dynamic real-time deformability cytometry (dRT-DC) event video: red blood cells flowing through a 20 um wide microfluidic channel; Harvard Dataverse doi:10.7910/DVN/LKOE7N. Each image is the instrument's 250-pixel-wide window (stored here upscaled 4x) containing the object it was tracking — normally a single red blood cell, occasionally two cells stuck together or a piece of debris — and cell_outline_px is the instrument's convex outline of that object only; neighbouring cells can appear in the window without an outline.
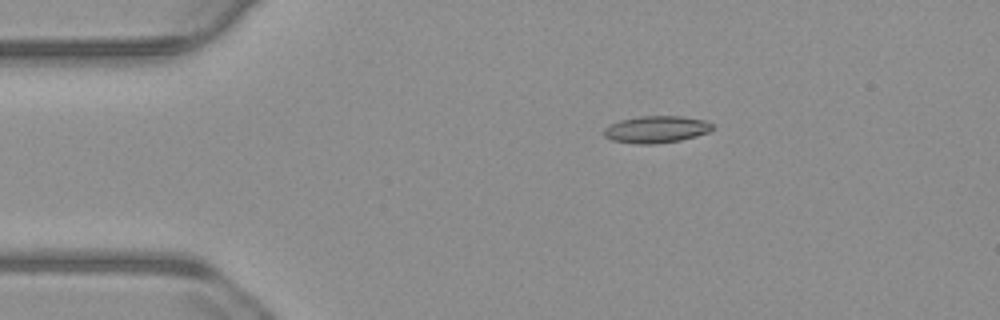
{"species": "common noctule bat (a hibernating species)", "species_latin": "Nyctalus noctula", "temperature_condition": "warm", "stored_images_in_passage": 55, "camera_frame_rate_fps": 3000, "um_per_image_px": 0.085, "animal": {"sex": "male", "body_mass_g": 23.1, "forearm_length_mm": 52.7}, "frame": {"image": 1, "passage_image": 10, "time_ms": 3.0, "image_size_px": [1000, 320], "cell_outline_px": [[716, 128], [708, 132], [696, 136], [680, 140], [652, 144], [636, 144], [612, 140], [604, 136], [604, 128], [608, 124], [620, 120], [640, 116], [680, 116], [704, 120], [716, 124]], "centroid_in_image_um": [55.8, 10.99], "position_along_channel_um": 29.2, "area_um2": 17.22}}
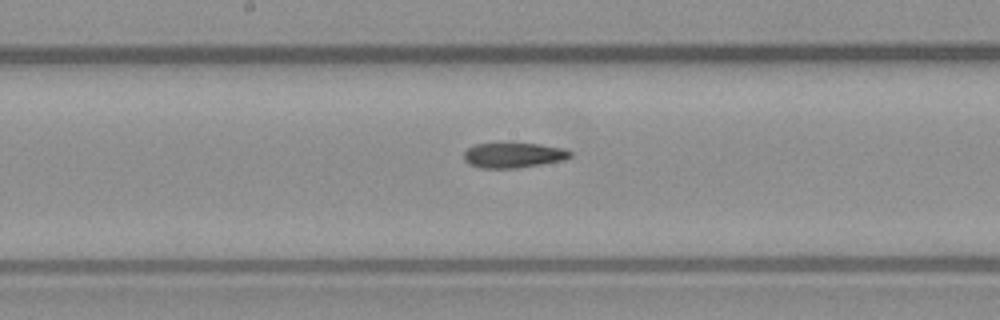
{"frame": {"image": 2, "passage_image": 28, "time_ms": 9.0, "image_size_px": [1000, 320], "cell_outline_px": [[572, 156], [564, 160], [516, 168], [480, 168], [468, 164], [464, 160], [464, 152], [468, 148], [476, 144], [496, 140], [540, 144], [564, 148], [572, 152]], "centroid_in_image_um": [43.6, 13.14], "position_along_channel_um": 204.6, "area_um2": 16.36}}
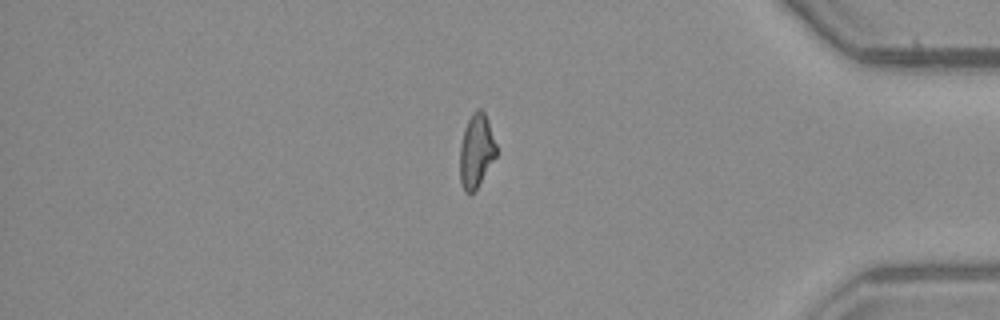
{"frame": {"image": 3, "passage_image": 46, "time_ms": 15.0, "image_size_px": [1000, 320], "cell_outline_px": [[496, 156], [476, 188], [472, 192], [464, 192], [460, 184], [460, 144], [464, 128], [472, 112], [476, 108], [480, 108], [484, 112], [488, 120], [496, 144]], "centroid_in_image_um": [40.46, 12.79], "position_along_channel_um": 394.7, "area_um2": 15.55}, "authors_computed_cell_mechanics": {"area_um2": 16.2418, "velocity_mm_per_s": 3.7442, "shape_relaxation_time_tau1_ms": null, "shape_relaxation_time_tau2_ms": 7.6837, "deformation_change_tau1": null, "deformation_change_tau2": 0.1704}}